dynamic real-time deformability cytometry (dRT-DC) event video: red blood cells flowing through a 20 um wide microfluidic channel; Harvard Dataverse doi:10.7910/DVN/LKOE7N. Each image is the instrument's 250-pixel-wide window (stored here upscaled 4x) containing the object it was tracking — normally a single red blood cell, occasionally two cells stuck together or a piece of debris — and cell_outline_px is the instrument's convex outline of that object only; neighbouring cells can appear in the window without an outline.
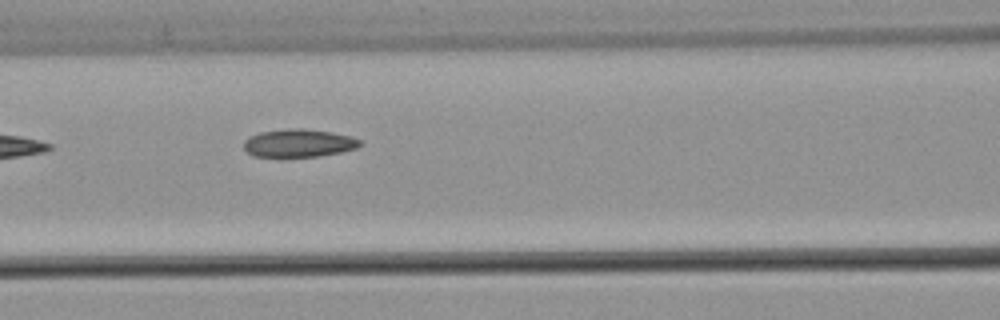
{"species": "common noctule bat (a hibernating species)", "species_latin": "Nyctalus noctula", "temperature_condition": "warm", "stored_images_in_passage": 7, "camera_frame_rate_fps": 3000, "um_per_image_px": 0.085, "animal": {"sex": "male", "body_mass_g": 21.5, "forearm_length_mm": 52.0}, "frame": {"image": 1, "passage_image": 6, "time_ms": 1.667, "image_size_px": [1000, 320], "cell_outline_px": [[360, 144], [356, 148], [340, 152], [316, 156], [252, 156], [244, 148], [244, 140], [248, 136], [260, 132], [288, 128], [304, 128], [332, 132], [352, 136], [360, 140]], "centroid_in_image_um": [25.37, 12.14], "position_along_channel_um": 141.2, "area_um2": 18.84}}